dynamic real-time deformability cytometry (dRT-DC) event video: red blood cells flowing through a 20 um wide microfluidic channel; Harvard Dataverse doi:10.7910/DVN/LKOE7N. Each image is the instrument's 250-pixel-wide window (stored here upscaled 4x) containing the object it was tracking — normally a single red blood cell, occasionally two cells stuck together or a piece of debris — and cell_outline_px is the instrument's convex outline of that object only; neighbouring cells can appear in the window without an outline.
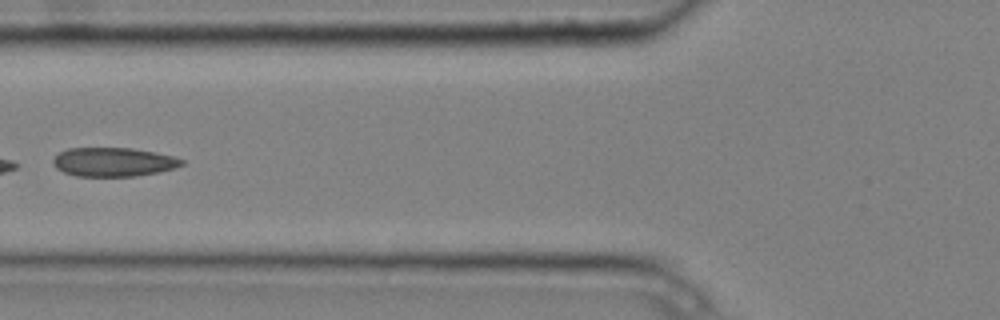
{"species": "common noctule bat (a hibernating species)", "species_latin": "Nyctalus noctula", "temperature_condition": "cold", "stored_images_in_passage": 7, "camera_frame_rate_fps": 3000, "um_per_image_px": 0.085, "animal": {"sex": "male", "body_mass_g": 20.4}, "frame": {"image": 1, "passage_image": 6, "time_ms": 1.667, "image_size_px": [1000, 320], "cell_outline_px": [[184, 164], [172, 168], [156, 172], [136, 176], [76, 176], [64, 172], [56, 168], [52, 164], [52, 160], [60, 152], [68, 148], [132, 148], [172, 156], [184, 160]], "centroid_in_image_um": [9.59, 13.77], "position_along_channel_um": 116.2, "area_um2": 21.44}}
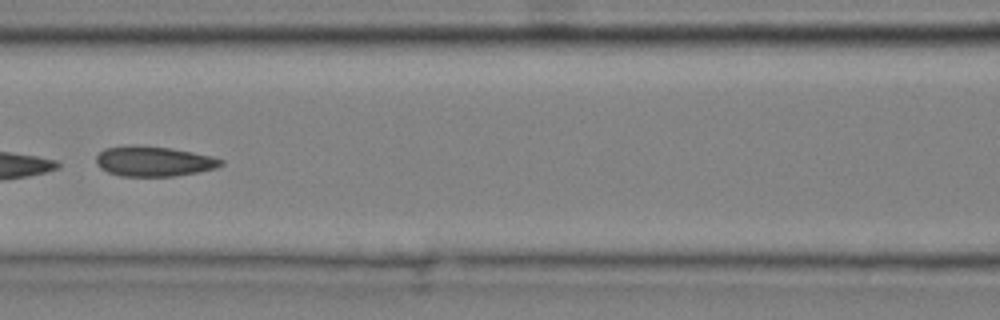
{"frame": {"image": 2, "passage_image": 7, "time_ms": 2.0, "image_size_px": [1000, 320], "cell_outline_px": [[224, 164], [216, 168], [176, 176], [120, 176], [108, 172], [100, 168], [96, 164], [96, 156], [104, 148], [172, 148], [212, 156], [224, 160]], "centroid_in_image_um": [13.12, 13.76], "position_along_channel_um": 153.5, "area_um2": 21.1}}